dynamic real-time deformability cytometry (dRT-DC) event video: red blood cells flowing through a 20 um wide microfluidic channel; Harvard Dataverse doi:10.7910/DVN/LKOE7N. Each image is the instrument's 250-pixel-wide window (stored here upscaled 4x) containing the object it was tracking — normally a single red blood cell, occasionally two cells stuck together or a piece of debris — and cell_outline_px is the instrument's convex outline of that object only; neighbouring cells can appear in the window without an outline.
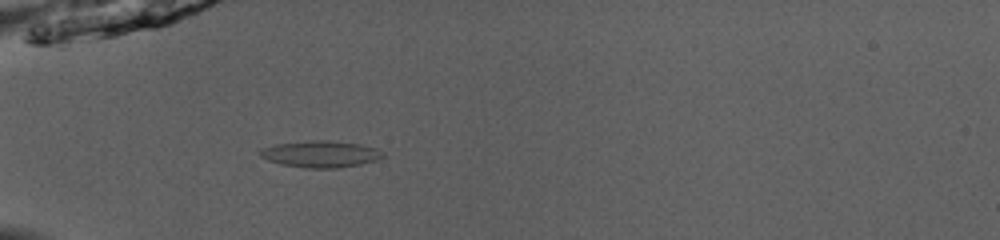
{"species": "common noctule bat (a hibernating species)", "species_latin": "Nyctalus noctula", "temperature_condition": "room temperature", "stored_images_in_passage": 39, "camera_frame_rate_fps": 3000, "um_per_image_px": 0.085, "animal": {"sex": "male", "body_mass_g": 13.0, "forearm_length_mm": 53.1}, "frame": {"image": 1, "passage_image": 6, "time_ms": 1.667, "image_size_px": [1000, 240], "cell_outline_px": [[384, 156], [376, 160], [360, 164], [336, 168], [304, 168], [280, 164], [268, 160], [260, 156], [260, 148], [276, 144], [312, 140], [324, 140], [360, 144], [376, 148], [384, 152]], "centroid_in_image_um": [27.24, 13.09], "position_along_channel_um": 57.8, "area_um2": 19.02}}
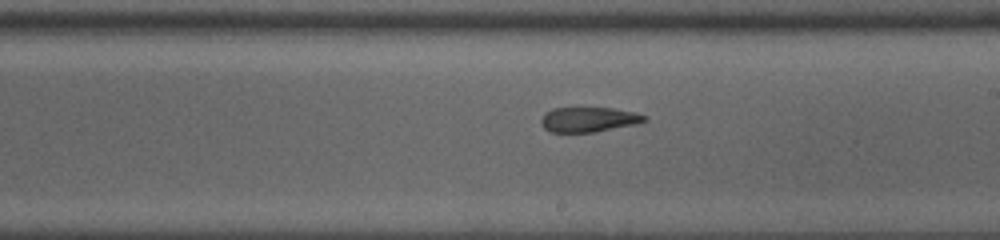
{"frame": {"image": 2, "passage_image": 20, "time_ms": 6.333, "image_size_px": [1000, 240], "cell_outline_px": [[648, 120], [636, 124], [596, 132], [552, 132], [544, 128], [540, 124], [540, 120], [544, 112], [552, 108], [612, 108], [636, 112], [648, 116]], "centroid_in_image_um": [50.04, 10.15], "position_along_channel_um": 239.0, "area_um2": 15.2}}
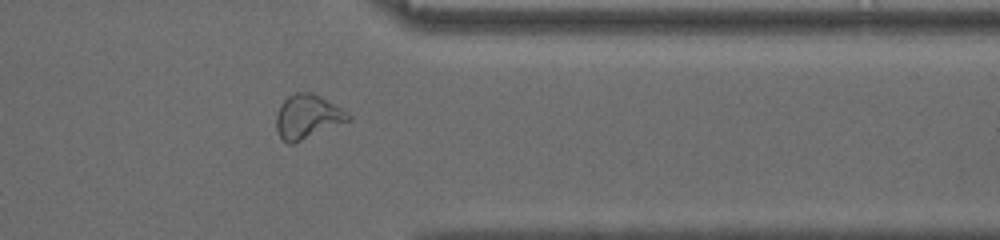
{"frame": {"image": 3, "passage_image": 31, "time_ms": 10.0, "image_size_px": [1000, 240], "cell_outline_px": [[352, 120], [292, 144], [288, 144], [280, 136], [276, 128], [276, 116], [280, 104], [288, 96], [296, 92], [312, 92], [340, 108], [352, 116]], "centroid_in_image_um": [26.13, 9.92], "position_along_channel_um": 385.3, "area_um2": 18.32}, "authors_computed_cell_mechanics": {"area_um2": 16.6464, "velocity_mm_per_s": 4.0687, "shape_relaxation_time_tau1_ms": null, "shape_relaxation_time_tau2_ms": 5.1955, "deformation_change_tau1": null, "deformation_change_tau2": 0.1216}}